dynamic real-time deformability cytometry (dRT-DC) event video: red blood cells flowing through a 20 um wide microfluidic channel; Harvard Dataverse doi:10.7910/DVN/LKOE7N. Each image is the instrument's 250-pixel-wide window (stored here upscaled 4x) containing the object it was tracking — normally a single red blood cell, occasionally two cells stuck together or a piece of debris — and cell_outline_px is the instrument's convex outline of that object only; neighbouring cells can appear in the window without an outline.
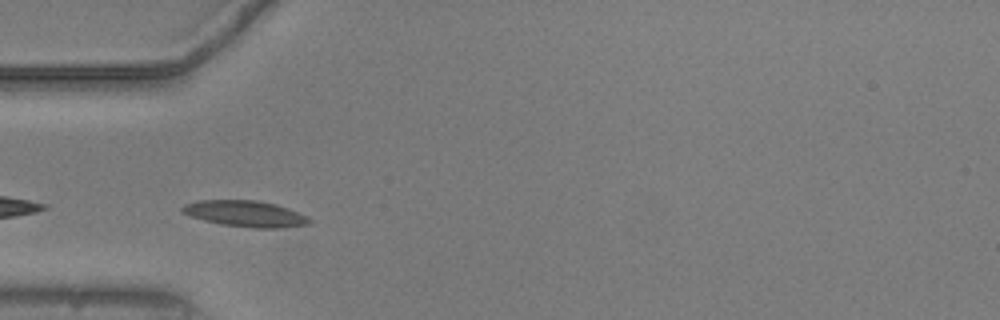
{"species": "common noctule bat (a hibernating species)", "species_latin": "Nyctalus noctula", "temperature_condition": "warm", "stored_images_in_passage": 6, "camera_frame_rate_fps": 3000, "um_per_image_px": 0.085, "animal": {"sex": "male", "body_mass_g": 20.5, "forearm_length_mm": 52.5}, "frame": {"image": 1, "passage_image": 2, "time_ms": 0.333, "image_size_px": [1000, 320], "cell_outline_px": [[312, 224], [280, 228], [252, 228], [224, 224], [204, 220], [180, 212], [180, 208], [184, 204], [200, 200], [256, 200], [276, 204], [288, 208], [312, 220]], "centroid_in_image_um": [20.85, 18.16], "position_along_channel_um": 64.1, "area_um2": 19.25}}